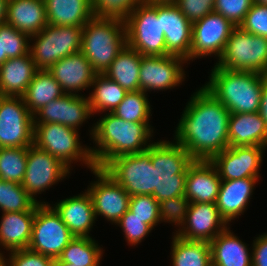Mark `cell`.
I'll list each match as a JSON object with an SVG mask.
<instances>
[{"label":"cell","mask_w":267,"mask_h":266,"mask_svg":"<svg viewBox=\"0 0 267 266\" xmlns=\"http://www.w3.org/2000/svg\"><path fill=\"white\" fill-rule=\"evenodd\" d=\"M191 96L176 127L174 140L194 160H211L229 147L230 112L203 86Z\"/></svg>","instance_id":"6da1fadb"},{"label":"cell","mask_w":267,"mask_h":266,"mask_svg":"<svg viewBox=\"0 0 267 266\" xmlns=\"http://www.w3.org/2000/svg\"><path fill=\"white\" fill-rule=\"evenodd\" d=\"M96 144L91 154L96 167L103 168L111 159L121 155L146 151L152 143L153 129L149 122H129L107 113L90 131Z\"/></svg>","instance_id":"7a4b0ae2"},{"label":"cell","mask_w":267,"mask_h":266,"mask_svg":"<svg viewBox=\"0 0 267 266\" xmlns=\"http://www.w3.org/2000/svg\"><path fill=\"white\" fill-rule=\"evenodd\" d=\"M210 80L203 87L211 93L230 113H254L259 111L265 75L230 70L216 65Z\"/></svg>","instance_id":"3957f363"},{"label":"cell","mask_w":267,"mask_h":266,"mask_svg":"<svg viewBox=\"0 0 267 266\" xmlns=\"http://www.w3.org/2000/svg\"><path fill=\"white\" fill-rule=\"evenodd\" d=\"M194 161L185 148L169 141L151 144V162L154 167V191L152 196L158 201L185 195L186 175Z\"/></svg>","instance_id":"277c9868"},{"label":"cell","mask_w":267,"mask_h":266,"mask_svg":"<svg viewBox=\"0 0 267 266\" xmlns=\"http://www.w3.org/2000/svg\"><path fill=\"white\" fill-rule=\"evenodd\" d=\"M125 46L123 20L93 16L83 26L81 52L97 74H104Z\"/></svg>","instance_id":"5b68a950"},{"label":"cell","mask_w":267,"mask_h":266,"mask_svg":"<svg viewBox=\"0 0 267 266\" xmlns=\"http://www.w3.org/2000/svg\"><path fill=\"white\" fill-rule=\"evenodd\" d=\"M126 45L142 56L170 55L166 51L161 18H158V2H142L124 20Z\"/></svg>","instance_id":"8992f818"},{"label":"cell","mask_w":267,"mask_h":266,"mask_svg":"<svg viewBox=\"0 0 267 266\" xmlns=\"http://www.w3.org/2000/svg\"><path fill=\"white\" fill-rule=\"evenodd\" d=\"M78 130L58 123H34L33 144L59 159L71 170L73 161H82L91 170L96 167L91 147L83 148Z\"/></svg>","instance_id":"52a82bcc"},{"label":"cell","mask_w":267,"mask_h":266,"mask_svg":"<svg viewBox=\"0 0 267 266\" xmlns=\"http://www.w3.org/2000/svg\"><path fill=\"white\" fill-rule=\"evenodd\" d=\"M83 27L47 24L34 40L29 53L38 69L48 70L60 59L81 51ZM34 38V39H33Z\"/></svg>","instance_id":"ba28073f"},{"label":"cell","mask_w":267,"mask_h":266,"mask_svg":"<svg viewBox=\"0 0 267 266\" xmlns=\"http://www.w3.org/2000/svg\"><path fill=\"white\" fill-rule=\"evenodd\" d=\"M216 66L264 75L267 71V38L235 27Z\"/></svg>","instance_id":"9c48e42d"},{"label":"cell","mask_w":267,"mask_h":266,"mask_svg":"<svg viewBox=\"0 0 267 266\" xmlns=\"http://www.w3.org/2000/svg\"><path fill=\"white\" fill-rule=\"evenodd\" d=\"M130 195H152L154 167L151 145L141 153L121 155L111 159L103 168Z\"/></svg>","instance_id":"30bf717a"},{"label":"cell","mask_w":267,"mask_h":266,"mask_svg":"<svg viewBox=\"0 0 267 266\" xmlns=\"http://www.w3.org/2000/svg\"><path fill=\"white\" fill-rule=\"evenodd\" d=\"M73 237L60 215L48 202L36 206L28 249L57 259Z\"/></svg>","instance_id":"8fae6325"},{"label":"cell","mask_w":267,"mask_h":266,"mask_svg":"<svg viewBox=\"0 0 267 266\" xmlns=\"http://www.w3.org/2000/svg\"><path fill=\"white\" fill-rule=\"evenodd\" d=\"M34 116L22 97L0 96V148L33 145Z\"/></svg>","instance_id":"7c38bea8"},{"label":"cell","mask_w":267,"mask_h":266,"mask_svg":"<svg viewBox=\"0 0 267 266\" xmlns=\"http://www.w3.org/2000/svg\"><path fill=\"white\" fill-rule=\"evenodd\" d=\"M69 173L70 169L59 159L33 144L28 147L27 166L22 186L38 204H43L36 200L35 196L66 178Z\"/></svg>","instance_id":"4fadbf2b"},{"label":"cell","mask_w":267,"mask_h":266,"mask_svg":"<svg viewBox=\"0 0 267 266\" xmlns=\"http://www.w3.org/2000/svg\"><path fill=\"white\" fill-rule=\"evenodd\" d=\"M234 28L228 19L215 11L192 23L190 60L211 54L219 59Z\"/></svg>","instance_id":"5bb4252c"},{"label":"cell","mask_w":267,"mask_h":266,"mask_svg":"<svg viewBox=\"0 0 267 266\" xmlns=\"http://www.w3.org/2000/svg\"><path fill=\"white\" fill-rule=\"evenodd\" d=\"M91 171L98 178L87 189L95 218L101 215L116 224L129 209L130 195L102 168L95 167Z\"/></svg>","instance_id":"9a60e30c"},{"label":"cell","mask_w":267,"mask_h":266,"mask_svg":"<svg viewBox=\"0 0 267 266\" xmlns=\"http://www.w3.org/2000/svg\"><path fill=\"white\" fill-rule=\"evenodd\" d=\"M187 60L175 55L143 56L140 64L139 90L172 89L185 79L183 64Z\"/></svg>","instance_id":"2e32d148"},{"label":"cell","mask_w":267,"mask_h":266,"mask_svg":"<svg viewBox=\"0 0 267 266\" xmlns=\"http://www.w3.org/2000/svg\"><path fill=\"white\" fill-rule=\"evenodd\" d=\"M265 149L261 146H229L210 161L215 165L221 180L259 178Z\"/></svg>","instance_id":"e0dca14e"},{"label":"cell","mask_w":267,"mask_h":266,"mask_svg":"<svg viewBox=\"0 0 267 266\" xmlns=\"http://www.w3.org/2000/svg\"><path fill=\"white\" fill-rule=\"evenodd\" d=\"M92 115L88 97L64 94L50 101L33 116L34 123H58L77 130Z\"/></svg>","instance_id":"ac0fdd59"},{"label":"cell","mask_w":267,"mask_h":266,"mask_svg":"<svg viewBox=\"0 0 267 266\" xmlns=\"http://www.w3.org/2000/svg\"><path fill=\"white\" fill-rule=\"evenodd\" d=\"M158 18H161L166 51L190 61L192 23L173 2H158Z\"/></svg>","instance_id":"d6986e66"},{"label":"cell","mask_w":267,"mask_h":266,"mask_svg":"<svg viewBox=\"0 0 267 266\" xmlns=\"http://www.w3.org/2000/svg\"><path fill=\"white\" fill-rule=\"evenodd\" d=\"M226 227L215 203H190L182 229L174 234L186 240L211 242Z\"/></svg>","instance_id":"ffe728a7"},{"label":"cell","mask_w":267,"mask_h":266,"mask_svg":"<svg viewBox=\"0 0 267 266\" xmlns=\"http://www.w3.org/2000/svg\"><path fill=\"white\" fill-rule=\"evenodd\" d=\"M48 71L60 84L65 94L75 95L78 91L91 87L97 74L81 51L60 59Z\"/></svg>","instance_id":"44dd1931"},{"label":"cell","mask_w":267,"mask_h":266,"mask_svg":"<svg viewBox=\"0 0 267 266\" xmlns=\"http://www.w3.org/2000/svg\"><path fill=\"white\" fill-rule=\"evenodd\" d=\"M221 178L210 160H194L186 175L185 197L190 203H216Z\"/></svg>","instance_id":"7402d4cb"},{"label":"cell","mask_w":267,"mask_h":266,"mask_svg":"<svg viewBox=\"0 0 267 266\" xmlns=\"http://www.w3.org/2000/svg\"><path fill=\"white\" fill-rule=\"evenodd\" d=\"M53 208L74 237H91L89 233L96 218L87 190L85 193L55 203Z\"/></svg>","instance_id":"603a6c76"},{"label":"cell","mask_w":267,"mask_h":266,"mask_svg":"<svg viewBox=\"0 0 267 266\" xmlns=\"http://www.w3.org/2000/svg\"><path fill=\"white\" fill-rule=\"evenodd\" d=\"M257 182L258 178L221 180L215 204L227 224L244 213Z\"/></svg>","instance_id":"cb8c5ba5"},{"label":"cell","mask_w":267,"mask_h":266,"mask_svg":"<svg viewBox=\"0 0 267 266\" xmlns=\"http://www.w3.org/2000/svg\"><path fill=\"white\" fill-rule=\"evenodd\" d=\"M229 146L267 147V126L258 112L230 113Z\"/></svg>","instance_id":"d4e9b609"},{"label":"cell","mask_w":267,"mask_h":266,"mask_svg":"<svg viewBox=\"0 0 267 266\" xmlns=\"http://www.w3.org/2000/svg\"><path fill=\"white\" fill-rule=\"evenodd\" d=\"M38 70L30 53L7 59L0 66V96L22 97Z\"/></svg>","instance_id":"484cf974"},{"label":"cell","mask_w":267,"mask_h":266,"mask_svg":"<svg viewBox=\"0 0 267 266\" xmlns=\"http://www.w3.org/2000/svg\"><path fill=\"white\" fill-rule=\"evenodd\" d=\"M6 24L33 36L47 24L44 0H8Z\"/></svg>","instance_id":"4316f807"},{"label":"cell","mask_w":267,"mask_h":266,"mask_svg":"<svg viewBox=\"0 0 267 266\" xmlns=\"http://www.w3.org/2000/svg\"><path fill=\"white\" fill-rule=\"evenodd\" d=\"M212 266H252L247 245L226 227L211 242Z\"/></svg>","instance_id":"83f0119b"},{"label":"cell","mask_w":267,"mask_h":266,"mask_svg":"<svg viewBox=\"0 0 267 266\" xmlns=\"http://www.w3.org/2000/svg\"><path fill=\"white\" fill-rule=\"evenodd\" d=\"M35 212H3L0 222V246L8 251L28 248Z\"/></svg>","instance_id":"f1b7e54d"},{"label":"cell","mask_w":267,"mask_h":266,"mask_svg":"<svg viewBox=\"0 0 267 266\" xmlns=\"http://www.w3.org/2000/svg\"><path fill=\"white\" fill-rule=\"evenodd\" d=\"M48 24L83 27L92 17L91 0H44Z\"/></svg>","instance_id":"f546056e"},{"label":"cell","mask_w":267,"mask_h":266,"mask_svg":"<svg viewBox=\"0 0 267 266\" xmlns=\"http://www.w3.org/2000/svg\"><path fill=\"white\" fill-rule=\"evenodd\" d=\"M142 55L126 45L104 72L127 92L139 90V74Z\"/></svg>","instance_id":"4dcf8cb0"},{"label":"cell","mask_w":267,"mask_h":266,"mask_svg":"<svg viewBox=\"0 0 267 266\" xmlns=\"http://www.w3.org/2000/svg\"><path fill=\"white\" fill-rule=\"evenodd\" d=\"M60 84L48 70L39 69L22 96L30 113L34 115L50 101L64 95Z\"/></svg>","instance_id":"1f68e13d"},{"label":"cell","mask_w":267,"mask_h":266,"mask_svg":"<svg viewBox=\"0 0 267 266\" xmlns=\"http://www.w3.org/2000/svg\"><path fill=\"white\" fill-rule=\"evenodd\" d=\"M173 266H212L210 242L172 238Z\"/></svg>","instance_id":"d6a6232c"},{"label":"cell","mask_w":267,"mask_h":266,"mask_svg":"<svg viewBox=\"0 0 267 266\" xmlns=\"http://www.w3.org/2000/svg\"><path fill=\"white\" fill-rule=\"evenodd\" d=\"M91 86L94 89L88 98L94 114L106 110L112 113L127 93L116 81L104 74H96Z\"/></svg>","instance_id":"836d02e7"},{"label":"cell","mask_w":267,"mask_h":266,"mask_svg":"<svg viewBox=\"0 0 267 266\" xmlns=\"http://www.w3.org/2000/svg\"><path fill=\"white\" fill-rule=\"evenodd\" d=\"M103 251L91 237H73L55 262L73 266H99Z\"/></svg>","instance_id":"e575fe53"},{"label":"cell","mask_w":267,"mask_h":266,"mask_svg":"<svg viewBox=\"0 0 267 266\" xmlns=\"http://www.w3.org/2000/svg\"><path fill=\"white\" fill-rule=\"evenodd\" d=\"M38 203L22 184L0 179V209L2 212H35Z\"/></svg>","instance_id":"d590c367"},{"label":"cell","mask_w":267,"mask_h":266,"mask_svg":"<svg viewBox=\"0 0 267 266\" xmlns=\"http://www.w3.org/2000/svg\"><path fill=\"white\" fill-rule=\"evenodd\" d=\"M150 108L147 93L138 90L127 92L122 102L112 113L129 122H149Z\"/></svg>","instance_id":"8d00e7d4"},{"label":"cell","mask_w":267,"mask_h":266,"mask_svg":"<svg viewBox=\"0 0 267 266\" xmlns=\"http://www.w3.org/2000/svg\"><path fill=\"white\" fill-rule=\"evenodd\" d=\"M28 148H0V179L22 184L27 166Z\"/></svg>","instance_id":"74e56055"},{"label":"cell","mask_w":267,"mask_h":266,"mask_svg":"<svg viewBox=\"0 0 267 266\" xmlns=\"http://www.w3.org/2000/svg\"><path fill=\"white\" fill-rule=\"evenodd\" d=\"M144 0H91L92 13L97 18L125 20Z\"/></svg>","instance_id":"f35d334b"},{"label":"cell","mask_w":267,"mask_h":266,"mask_svg":"<svg viewBox=\"0 0 267 266\" xmlns=\"http://www.w3.org/2000/svg\"><path fill=\"white\" fill-rule=\"evenodd\" d=\"M0 35H2L3 54L8 59L29 54L31 40L27 34L5 23L0 25Z\"/></svg>","instance_id":"ab89813d"},{"label":"cell","mask_w":267,"mask_h":266,"mask_svg":"<svg viewBox=\"0 0 267 266\" xmlns=\"http://www.w3.org/2000/svg\"><path fill=\"white\" fill-rule=\"evenodd\" d=\"M128 210L152 229L160 222L159 202L152 195L130 196Z\"/></svg>","instance_id":"60d3db41"},{"label":"cell","mask_w":267,"mask_h":266,"mask_svg":"<svg viewBox=\"0 0 267 266\" xmlns=\"http://www.w3.org/2000/svg\"><path fill=\"white\" fill-rule=\"evenodd\" d=\"M189 204L185 195L159 202L160 221L174 223L180 229L186 220Z\"/></svg>","instance_id":"b9f144b4"},{"label":"cell","mask_w":267,"mask_h":266,"mask_svg":"<svg viewBox=\"0 0 267 266\" xmlns=\"http://www.w3.org/2000/svg\"><path fill=\"white\" fill-rule=\"evenodd\" d=\"M254 2V0H214V11L238 27Z\"/></svg>","instance_id":"7bdbcfd3"},{"label":"cell","mask_w":267,"mask_h":266,"mask_svg":"<svg viewBox=\"0 0 267 266\" xmlns=\"http://www.w3.org/2000/svg\"><path fill=\"white\" fill-rule=\"evenodd\" d=\"M116 224L123 229L128 245L131 244L132 246L139 244L152 230L144 220L133 216L129 210Z\"/></svg>","instance_id":"ee69618b"},{"label":"cell","mask_w":267,"mask_h":266,"mask_svg":"<svg viewBox=\"0 0 267 266\" xmlns=\"http://www.w3.org/2000/svg\"><path fill=\"white\" fill-rule=\"evenodd\" d=\"M239 27L250 34L267 38V5L254 2Z\"/></svg>","instance_id":"f6af8a7d"},{"label":"cell","mask_w":267,"mask_h":266,"mask_svg":"<svg viewBox=\"0 0 267 266\" xmlns=\"http://www.w3.org/2000/svg\"><path fill=\"white\" fill-rule=\"evenodd\" d=\"M173 3L191 23L214 11V0H174Z\"/></svg>","instance_id":"bcb514c9"},{"label":"cell","mask_w":267,"mask_h":266,"mask_svg":"<svg viewBox=\"0 0 267 266\" xmlns=\"http://www.w3.org/2000/svg\"><path fill=\"white\" fill-rule=\"evenodd\" d=\"M10 266H53L55 259L32 251L28 248L10 251Z\"/></svg>","instance_id":"7dc6e473"},{"label":"cell","mask_w":267,"mask_h":266,"mask_svg":"<svg viewBox=\"0 0 267 266\" xmlns=\"http://www.w3.org/2000/svg\"><path fill=\"white\" fill-rule=\"evenodd\" d=\"M252 266H267V233L253 240Z\"/></svg>","instance_id":"c3c4849f"},{"label":"cell","mask_w":267,"mask_h":266,"mask_svg":"<svg viewBox=\"0 0 267 266\" xmlns=\"http://www.w3.org/2000/svg\"><path fill=\"white\" fill-rule=\"evenodd\" d=\"M258 113L265 121V125L267 126V82H265L263 85Z\"/></svg>","instance_id":"681fc988"},{"label":"cell","mask_w":267,"mask_h":266,"mask_svg":"<svg viewBox=\"0 0 267 266\" xmlns=\"http://www.w3.org/2000/svg\"><path fill=\"white\" fill-rule=\"evenodd\" d=\"M8 0H0V25L6 23Z\"/></svg>","instance_id":"f907efd6"},{"label":"cell","mask_w":267,"mask_h":266,"mask_svg":"<svg viewBox=\"0 0 267 266\" xmlns=\"http://www.w3.org/2000/svg\"><path fill=\"white\" fill-rule=\"evenodd\" d=\"M7 56L3 54L2 35H0V66L7 60Z\"/></svg>","instance_id":"816d5d0a"},{"label":"cell","mask_w":267,"mask_h":266,"mask_svg":"<svg viewBox=\"0 0 267 266\" xmlns=\"http://www.w3.org/2000/svg\"><path fill=\"white\" fill-rule=\"evenodd\" d=\"M5 260L3 253L0 252V266H10L8 260Z\"/></svg>","instance_id":"f5cc1de1"},{"label":"cell","mask_w":267,"mask_h":266,"mask_svg":"<svg viewBox=\"0 0 267 266\" xmlns=\"http://www.w3.org/2000/svg\"><path fill=\"white\" fill-rule=\"evenodd\" d=\"M53 266H73V264L64 262H54Z\"/></svg>","instance_id":"db71d44e"},{"label":"cell","mask_w":267,"mask_h":266,"mask_svg":"<svg viewBox=\"0 0 267 266\" xmlns=\"http://www.w3.org/2000/svg\"><path fill=\"white\" fill-rule=\"evenodd\" d=\"M174 0H144V2L151 3V2H173Z\"/></svg>","instance_id":"11a10c76"},{"label":"cell","mask_w":267,"mask_h":266,"mask_svg":"<svg viewBox=\"0 0 267 266\" xmlns=\"http://www.w3.org/2000/svg\"><path fill=\"white\" fill-rule=\"evenodd\" d=\"M255 2L259 3V4H265L267 5V0H254Z\"/></svg>","instance_id":"9f6ffc18"},{"label":"cell","mask_w":267,"mask_h":266,"mask_svg":"<svg viewBox=\"0 0 267 266\" xmlns=\"http://www.w3.org/2000/svg\"><path fill=\"white\" fill-rule=\"evenodd\" d=\"M264 75H265V78H266V82H267V71H266V73H265Z\"/></svg>","instance_id":"6f0895ef"}]
</instances>
